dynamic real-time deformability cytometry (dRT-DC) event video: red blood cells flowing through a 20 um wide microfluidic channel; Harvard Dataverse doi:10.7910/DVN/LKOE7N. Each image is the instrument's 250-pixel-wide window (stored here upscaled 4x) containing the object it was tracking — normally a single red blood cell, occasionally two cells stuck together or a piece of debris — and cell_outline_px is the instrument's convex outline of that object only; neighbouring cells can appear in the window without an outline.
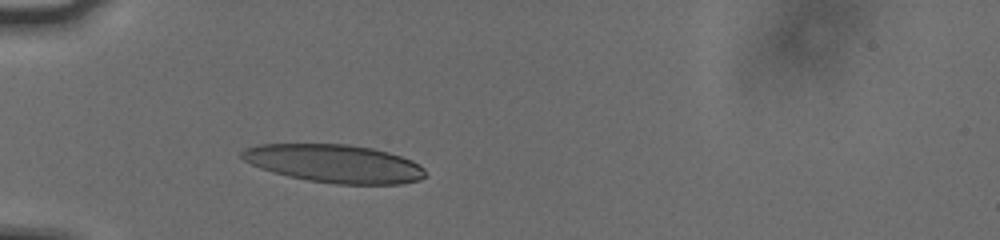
{"species": "human", "species_latin": "Homo sapiens", "temperature_condition": "cold", "stored_images_in_passage": 31, "camera_frame_rate_fps": 3000, "um_per_image_px": 0.085, "donor": {"sex": "male"}, "frame": {"image": 1, "passage_image": 1, "time_ms": 0.0, "image_size_px": [1000, 240], "cell_outline_px": [[428, 176], [420, 180], [400, 184], [336, 184], [308, 180], [288, 176], [272, 172], [260, 168], [244, 160], [240, 156], [240, 152], [244, 148], [260, 144], [348, 144], [372, 148], [388, 152], [412, 160], [420, 164], [424, 168]], "centroid_in_image_um": [28.45, 13.9], "position_along_channel_um": 56.6, "area_um2": 40.98}}
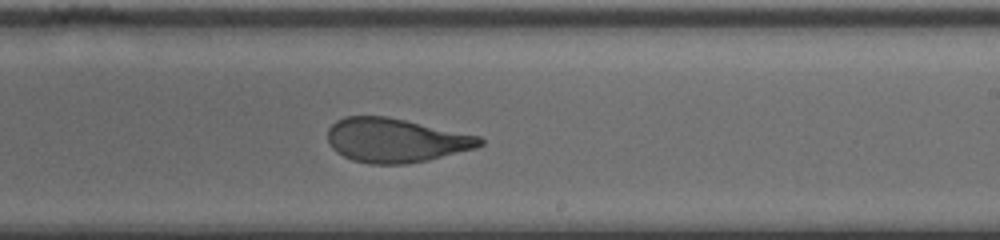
{"frame": {"image": 2, "passage_image": 18, "time_ms": 5.667, "image_size_px": [1000, 240], "cell_outline_px": [[484, 144], [476, 148], [428, 160], [408, 164], [368, 164], [352, 160], [336, 152], [328, 144], [328, 128], [336, 120], [344, 116], [388, 116], [480, 136], [484, 140]], "centroid_in_image_um": [33.62, 11.92], "position_along_channel_um": 255.4, "area_um2": 39.36}}
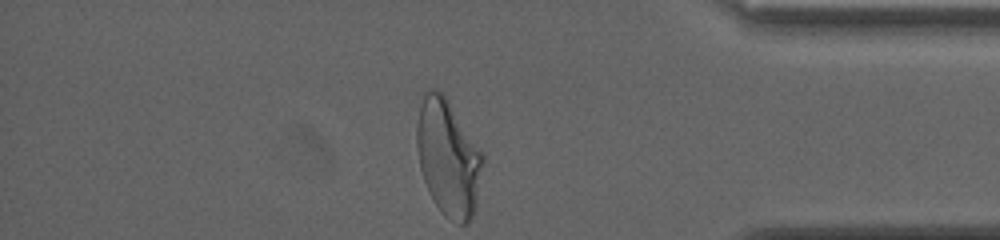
{"frame": {"image": 3, "passage_image": 31, "time_ms": 10.0, "image_size_px": [1000, 240], "cell_outline_px": [[484, 160], [476, 204], [472, 216], [468, 224], [460, 224], [444, 216], [440, 212], [432, 200], [424, 180], [420, 168], [416, 148], [416, 124], [420, 104], [424, 92], [428, 88], [436, 88], [444, 92], [484, 156]], "centroid_in_image_um": [38.07, 13.38], "position_along_channel_um": 397.1, "area_um2": 45.14}, "authors_computed_cell_mechanics": {"area_um2": 40.171, "velocity_mm_per_s": 3.7599, "shape_relaxation_time_tau1_ms": 6.8613, "shape_relaxation_time_tau2_ms": 1.1024, "deformation_change_tau1": 0.2512, "deformation_change_tau2": 0.0894}}